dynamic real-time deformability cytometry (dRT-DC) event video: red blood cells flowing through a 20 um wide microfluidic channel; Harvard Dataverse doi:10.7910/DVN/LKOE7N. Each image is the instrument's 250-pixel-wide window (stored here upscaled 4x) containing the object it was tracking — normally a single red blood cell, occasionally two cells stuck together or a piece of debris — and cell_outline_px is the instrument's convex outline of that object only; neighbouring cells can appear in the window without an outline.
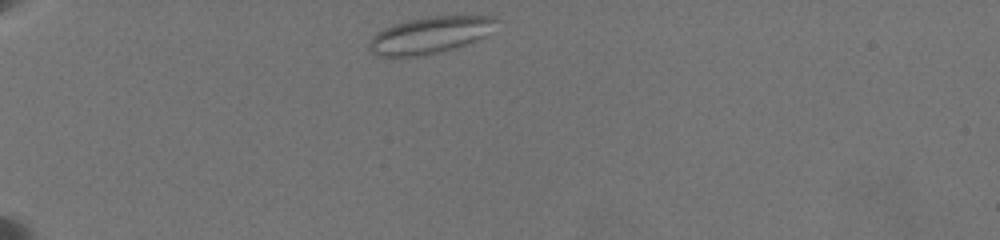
{"species": "common noctule bat (a hibernating species)", "species_latin": "Nyctalus noctula", "temperature_condition": "warm", "stored_images_in_passage": 18, "camera_frame_rate_fps": 3000, "um_per_image_px": 0.085, "animal": {"sex": "female", "body_mass_g": 19.5, "forearm_length_mm": 54.1}, "frame": {"image": 1, "passage_image": 1, "time_ms": 0.0, "image_size_px": [1000, 240], "cell_outline_px": [[500, 20], [484, 36], [476, 40], [440, 52], [420, 56], [376, 56], [368, 48], [368, 40], [376, 32], [384, 28], [408, 20], [428, 16], [496, 16]], "centroid_in_image_um": [36.51, 2.98], "position_along_channel_um": 48.5, "area_um2": 27.05}}
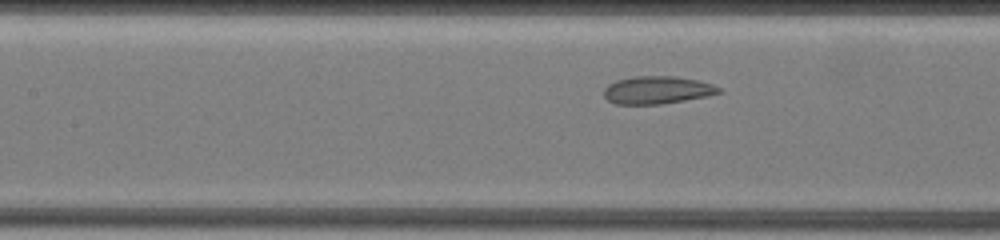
{"frame": {"image": 2, "passage_image": 9, "time_ms": 4.333, "image_size_px": [1000, 240], "cell_outline_px": [[724, 92], [708, 96], [660, 104], [616, 104], [608, 100], [604, 96], [604, 88], [608, 84], [616, 80], [632, 76], [676, 76], [696, 80], [712, 84], [720, 88]], "centroid_in_image_um": [55.86, 7.65], "position_along_channel_um": 151.5, "area_um2": 18.61}}
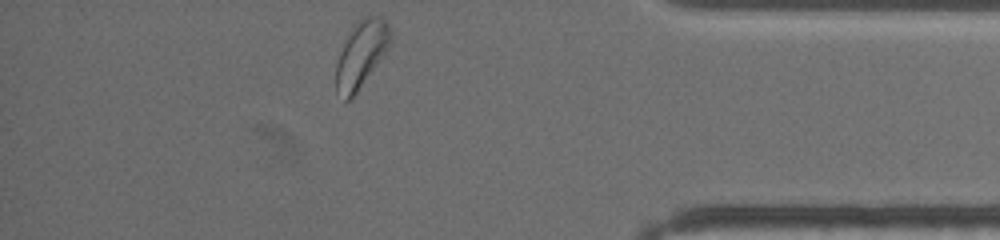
{"frame": {"image": 3, "passage_image": 18, "time_ms": 12.333, "image_size_px": [1000, 240], "cell_outline_px": [[392, 40], [384, 56], [356, 92], [348, 100], [344, 100], [336, 92], [336, 64], [340, 52], [352, 24], [364, 16], [380, 16], [388, 24], [392, 32]], "centroid_in_image_um": [30.72, 4.57], "position_along_channel_um": 404.5, "area_um2": 21.21}}